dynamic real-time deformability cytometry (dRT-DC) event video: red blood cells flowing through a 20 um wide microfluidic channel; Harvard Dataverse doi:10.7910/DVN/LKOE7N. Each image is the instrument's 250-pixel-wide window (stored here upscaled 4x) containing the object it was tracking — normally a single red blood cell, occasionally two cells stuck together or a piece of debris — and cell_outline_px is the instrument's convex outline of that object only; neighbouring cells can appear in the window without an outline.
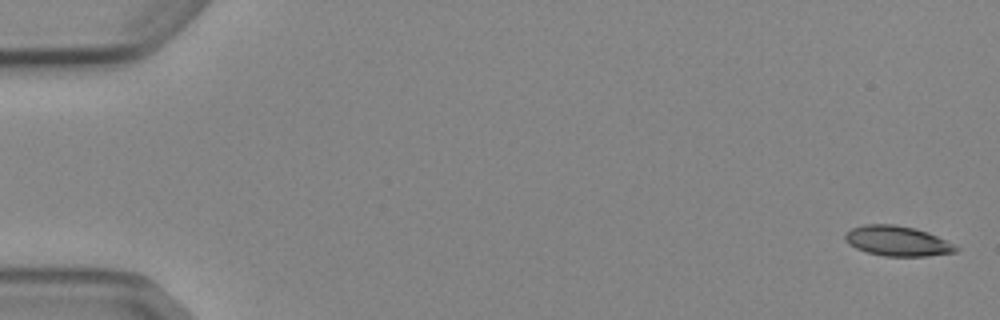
{"species": "Egyptian fruit bat (a non-hibernating species)", "species_latin": "Rousettus aegyptiacus", "temperature_condition": "cold", "stored_images_in_passage": 7, "camera_frame_rate_fps": 3000, "um_per_image_px": 0.085, "animal": {"sex": "female"}, "frame": {"image": 1, "passage_image": 1, "time_ms": 0.0, "image_size_px": [1000, 320], "cell_outline_px": [[960, 248], [956, 252], [928, 256], [884, 256], [868, 252], [856, 248], [848, 244], [844, 240], [844, 236], [852, 228], [864, 224], [896, 224], [916, 228], [928, 232]], "centroid_in_image_um": [76.26, 20.48], "position_along_channel_um": 8.7, "area_um2": 19.36}}
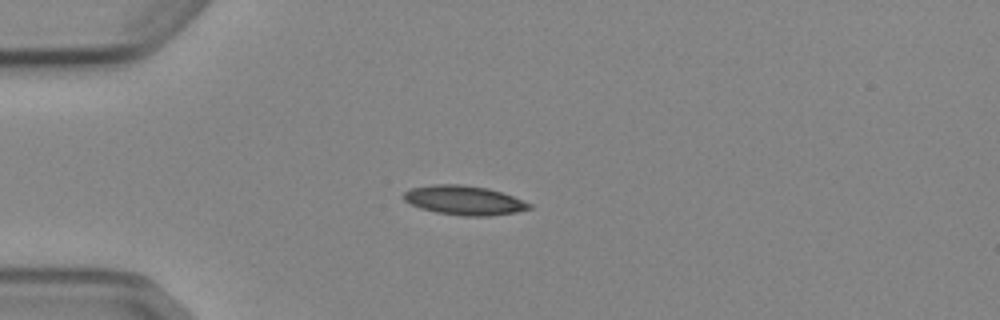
{"frame": {"image": 2, "passage_image": 4, "time_ms": 4.333, "image_size_px": [1000, 320], "cell_outline_px": [[532, 208], [516, 212], [488, 216], [464, 216], [436, 212], [420, 208], [404, 200], [404, 192], [412, 188], [432, 184], [460, 184], [488, 188], [512, 196], [532, 204]], "centroid_in_image_um": [39.45, 17.02], "position_along_channel_um": 45.5, "area_um2": 21.27}}
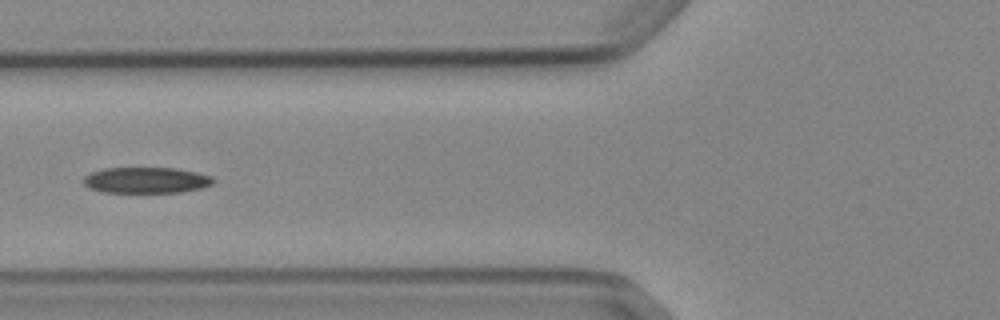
{"frame": {"image": 3, "passage_image": 6, "time_ms": 6.667, "image_size_px": [1000, 320], "cell_outline_px": [[216, 180], [212, 184], [200, 188], [180, 192], [104, 192], [88, 188], [84, 184], [84, 176], [92, 172], [104, 168], [176, 168], [196, 172], [212, 176]], "centroid_in_image_um": [12.43, 15.31], "position_along_channel_um": 113.4, "area_um2": 19.59}}